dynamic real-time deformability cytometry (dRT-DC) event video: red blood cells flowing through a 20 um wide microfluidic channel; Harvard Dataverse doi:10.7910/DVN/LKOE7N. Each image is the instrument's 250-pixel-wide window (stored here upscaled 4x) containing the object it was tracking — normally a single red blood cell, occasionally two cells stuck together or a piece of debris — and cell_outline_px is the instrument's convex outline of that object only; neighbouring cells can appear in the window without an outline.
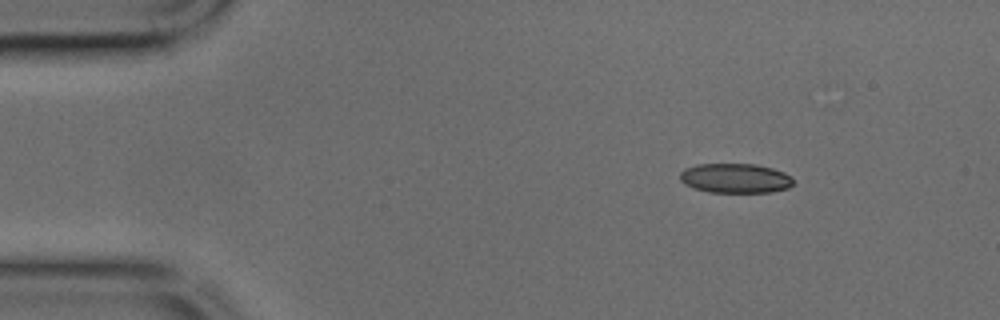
{"species": "common noctule bat (a hibernating species)", "species_latin": "Nyctalus noctula", "temperature_condition": "cold", "stored_images_in_passage": 40, "camera_frame_rate_fps": 3000, "um_per_image_px": 0.085, "animal": {"sex": "male", "body_mass_g": 17.9, "forearm_length_mm": 54.2}, "frame": {"image": 1, "passage_image": 1, "time_ms": 0.0, "image_size_px": [1000, 320], "cell_outline_px": [[792, 184], [788, 188], [772, 192], [708, 192], [684, 184], [680, 180], [680, 172], [684, 168], [696, 164], [756, 164], [772, 168], [784, 172], [792, 176]], "centroid_in_image_um": [62.49, 15.14], "position_along_channel_um": 22.5, "area_um2": 19.59}}
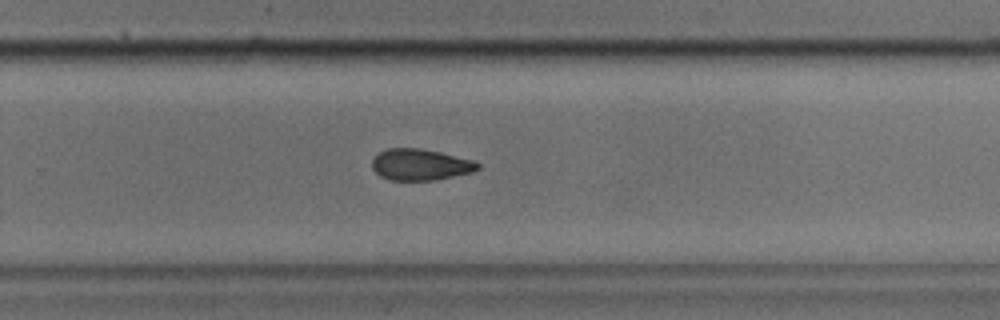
{"frame": {"image": 2, "passage_image": 24, "time_ms": 7.667, "image_size_px": [1000, 320], "cell_outline_px": [[480, 168], [472, 172], [436, 180], [388, 180], [380, 176], [372, 168], [372, 160], [380, 152], [388, 148], [420, 148], [440, 152], [476, 160], [480, 164]], "centroid_in_image_um": [35.76, 13.99], "position_along_channel_um": 294.0, "area_um2": 19.42}}
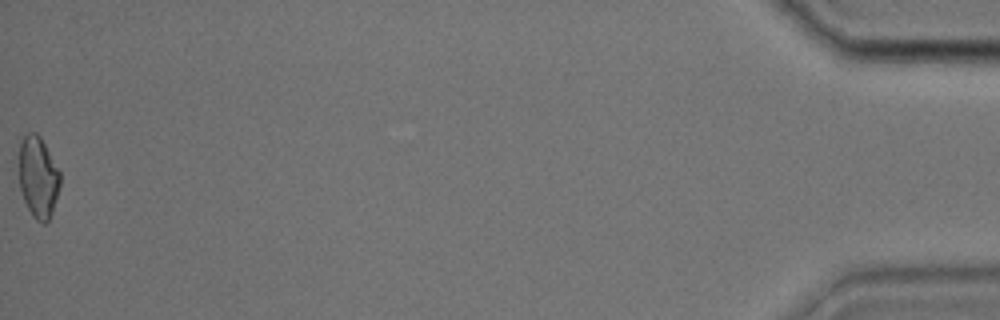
{"frame": {"image": 3, "passage_image": 40, "time_ms": 13.0, "image_size_px": [1000, 320], "cell_outline_px": [[60, 184], [52, 212], [48, 220], [44, 224], [40, 224], [32, 216], [24, 200], [20, 188], [20, 140], [28, 132], [36, 132], [40, 136], [60, 172]], "centroid_in_image_um": [3.24, 15.06], "position_along_channel_um": 432.0, "area_um2": 19.31}}